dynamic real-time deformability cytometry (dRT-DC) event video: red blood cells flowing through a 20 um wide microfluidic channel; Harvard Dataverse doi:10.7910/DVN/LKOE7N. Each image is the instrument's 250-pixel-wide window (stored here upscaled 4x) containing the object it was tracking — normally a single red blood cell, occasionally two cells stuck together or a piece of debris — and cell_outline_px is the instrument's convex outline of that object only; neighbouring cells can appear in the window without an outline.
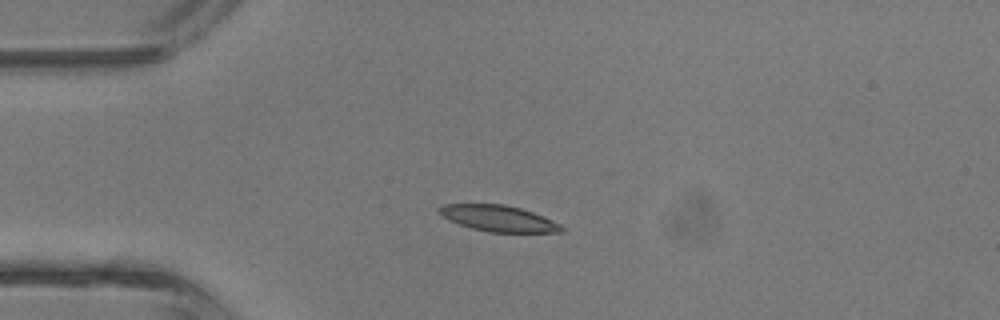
{"species": "common noctule bat (a hibernating species)", "species_latin": "Nyctalus noctula", "temperature_condition": "room temperature", "stored_images_in_passage": 3, "camera_frame_rate_fps": 3000, "um_per_image_px": 0.085, "animal": {"sex": "male", "body_mass_g": 13.3}, "frame": {"image": 1, "passage_image": 3, "time_ms": 3.0, "image_size_px": [1000, 320], "cell_outline_px": [[564, 232], [488, 232], [472, 228], [448, 220], [436, 212], [436, 208], [444, 204], [504, 204], [520, 208], [532, 212], [552, 220], [560, 224], [564, 228]], "centroid_in_image_um": [42.33, 18.56], "position_along_channel_um": 42.7, "area_um2": 18.61}}